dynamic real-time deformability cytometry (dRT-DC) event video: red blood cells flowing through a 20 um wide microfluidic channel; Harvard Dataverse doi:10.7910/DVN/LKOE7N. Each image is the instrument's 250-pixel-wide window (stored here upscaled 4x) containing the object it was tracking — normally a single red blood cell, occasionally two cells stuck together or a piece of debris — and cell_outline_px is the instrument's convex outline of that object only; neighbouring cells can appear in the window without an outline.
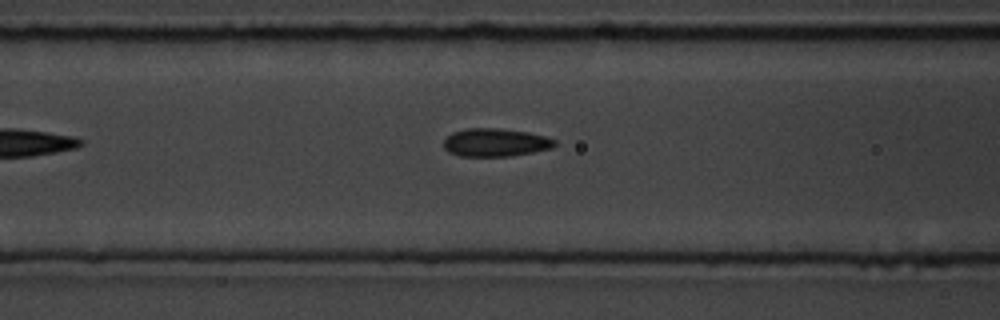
{"species": "common noctule bat (a hibernating species)", "species_latin": "Nyctalus noctula", "temperature_condition": "room temperature", "stored_images_in_passage": 3, "camera_frame_rate_fps": 3000, "um_per_image_px": 0.085, "animal": {"sex": "male", "body_mass_g": 19.5, "forearm_length_mm": 54.6}, "frame": {"image": 1, "passage_image": 3, "time_ms": 3.333, "image_size_px": [1000, 320], "cell_outline_px": [[556, 144], [552, 148], [512, 156], [460, 156], [448, 152], [444, 148], [444, 140], [452, 132], [468, 128], [500, 128], [528, 132], [544, 136], [556, 140]], "centroid_in_image_um": [42.1, 12.11], "position_along_channel_um": 124.5, "area_um2": 18.21}}